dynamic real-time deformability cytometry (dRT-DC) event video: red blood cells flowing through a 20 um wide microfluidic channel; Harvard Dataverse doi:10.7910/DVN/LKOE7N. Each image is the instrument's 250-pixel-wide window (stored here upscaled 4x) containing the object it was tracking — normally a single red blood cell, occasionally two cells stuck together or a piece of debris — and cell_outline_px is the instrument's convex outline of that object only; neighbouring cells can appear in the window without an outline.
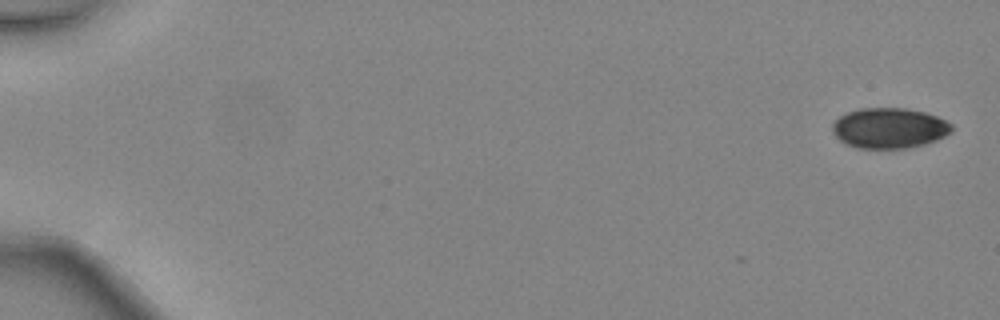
{"species": "common noctule bat (a hibernating species)", "species_latin": "Nyctalus noctula", "temperature_condition": "warm", "stored_images_in_passage": 5, "camera_frame_rate_fps": 3000, "um_per_image_px": 0.085, "animal": {"sex": "female", "body_mass_g": 24.6, "forearm_length_mm": 56.2}, "frame": {"image": 1, "passage_image": 1, "time_ms": 0.0, "image_size_px": [1000, 320], "cell_outline_px": [[952, 128], [944, 136], [936, 140], [924, 144], [908, 148], [856, 148], [844, 144], [832, 132], [832, 124], [840, 116], [848, 112], [860, 108], [904, 108], [924, 112], [936, 116], [952, 124]], "centroid_in_image_um": [75.55, 10.89], "position_along_channel_um": 9.4, "area_um2": 27.98}}
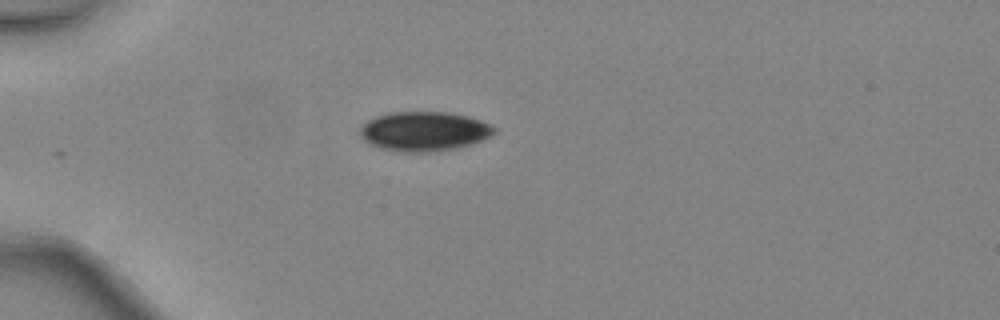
{"frame": {"image": 2, "passage_image": 4, "time_ms": 1.0, "image_size_px": [1000, 320], "cell_outline_px": [[496, 132], [472, 144], [456, 148], [432, 152], [404, 152], [380, 148], [364, 140], [360, 136], [360, 128], [368, 120], [376, 116], [392, 112], [444, 112], [468, 116], [480, 120], [496, 128]], "centroid_in_image_um": [36.04, 11.16], "position_along_channel_um": 49.0, "area_um2": 30.63}}